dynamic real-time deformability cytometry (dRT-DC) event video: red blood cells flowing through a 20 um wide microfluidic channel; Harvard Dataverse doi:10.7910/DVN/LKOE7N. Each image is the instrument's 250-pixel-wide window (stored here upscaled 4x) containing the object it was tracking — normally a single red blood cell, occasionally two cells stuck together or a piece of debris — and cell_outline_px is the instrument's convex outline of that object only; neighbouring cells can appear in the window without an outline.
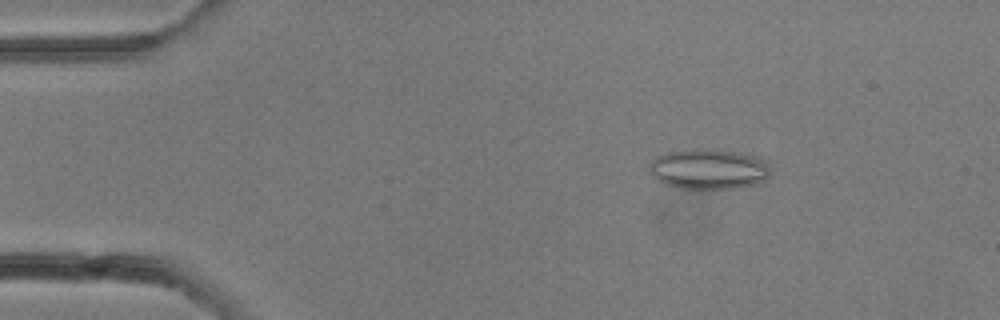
{"species": "common noctule bat (a hibernating species)", "species_latin": "Nyctalus noctula", "temperature_condition": "room temperature", "stored_images_in_passage": 15, "camera_frame_rate_fps": 3000, "um_per_image_px": 0.085, "animal": {"sex": "female"}, "frame": {"image": 1, "passage_image": 5, "time_ms": 1.333, "image_size_px": [1000, 320], "cell_outline_px": [[768, 176], [764, 180], [740, 188], [680, 188], [664, 184], [648, 172], [648, 164], [656, 156], [664, 152], [684, 148], [692, 148], [732, 152], [760, 156], [768, 164]], "centroid_in_image_um": [60.16, 14.35], "position_along_channel_um": 24.8, "area_um2": 28.5}}
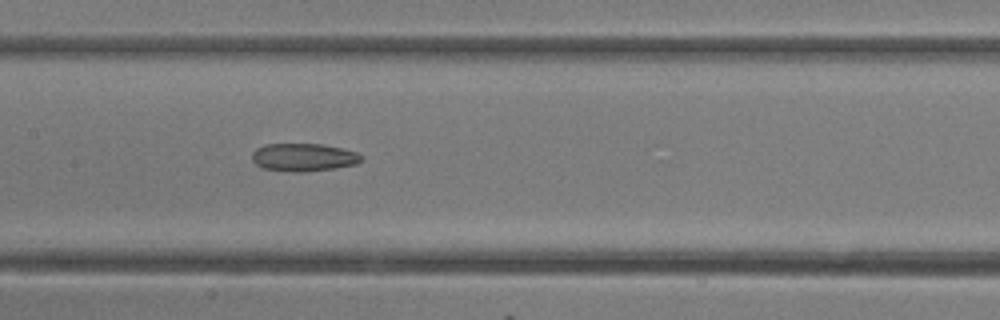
{"frame": {"image": 2, "passage_image": 15, "time_ms": 4.667, "image_size_px": [1000, 320], "cell_outline_px": [[364, 160], [356, 164], [336, 168], [304, 172], [292, 172], [264, 168], [256, 164], [252, 160], [252, 152], [256, 148], [264, 144], [320, 144], [340, 148], [356, 152], [364, 156]], "centroid_in_image_um": [25.82, 13.37], "position_along_channel_um": 181.6, "area_um2": 17.86}}